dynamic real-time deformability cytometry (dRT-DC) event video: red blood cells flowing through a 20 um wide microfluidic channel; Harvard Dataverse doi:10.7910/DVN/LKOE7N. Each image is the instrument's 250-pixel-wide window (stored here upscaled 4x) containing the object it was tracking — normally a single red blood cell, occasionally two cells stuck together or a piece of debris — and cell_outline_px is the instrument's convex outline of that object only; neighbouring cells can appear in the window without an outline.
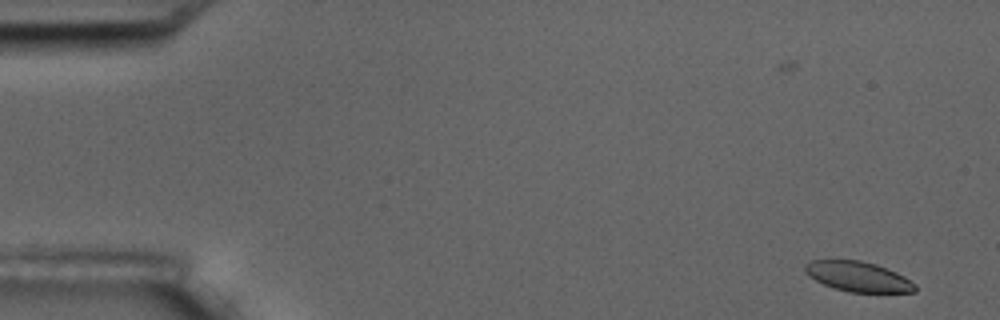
{"species": "common noctule bat (a hibernating species)", "species_latin": "Nyctalus noctula", "temperature_condition": "room temperature", "stored_images_in_passage": 5, "camera_frame_rate_fps": 3000, "um_per_image_px": 0.085, "animal": {"sex": "male", "body_mass_g": 17.5, "forearm_length_mm": 52.3}, "frame": {"image": 1, "passage_image": 1, "time_ms": 0.0, "image_size_px": [1000, 320], "cell_outline_px": [[916, 292], [848, 292], [824, 284], [808, 276], [804, 272], [804, 264], [812, 260], [860, 260], [876, 264], [896, 272], [904, 276], [916, 284]], "centroid_in_image_um": [72.93, 23.5], "position_along_channel_um": 12.1, "area_um2": 19.25}}
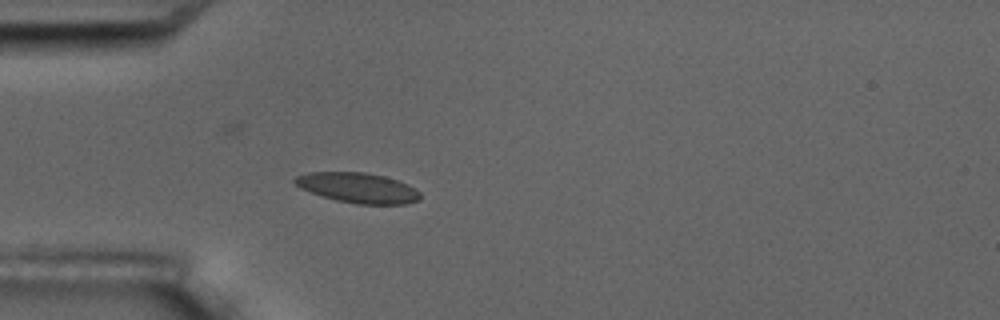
{"frame": {"image": 2, "passage_image": 5, "time_ms": 4.667, "image_size_px": [1000, 320], "cell_outline_px": [[420, 200], [408, 204], [356, 204], [336, 200], [300, 188], [292, 180], [296, 176], [308, 172], [364, 172], [384, 176], [408, 184], [420, 192]], "centroid_in_image_um": [30.44, 15.96], "position_along_channel_um": 54.6, "area_um2": 21.96}}